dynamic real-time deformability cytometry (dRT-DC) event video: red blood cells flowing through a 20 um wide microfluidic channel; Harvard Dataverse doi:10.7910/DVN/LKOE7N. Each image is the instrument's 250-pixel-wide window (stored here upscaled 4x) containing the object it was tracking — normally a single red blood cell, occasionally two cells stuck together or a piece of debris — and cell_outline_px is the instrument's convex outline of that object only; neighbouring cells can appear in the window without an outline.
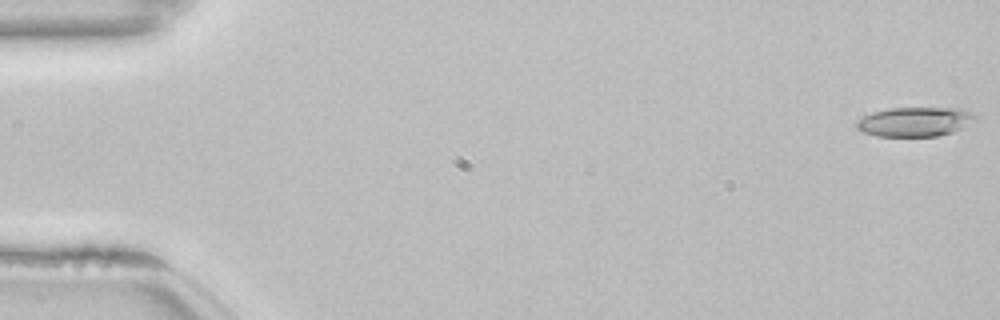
{"species": "common noctule bat (a hibernating species)", "species_latin": "Nyctalus noctula", "temperature_condition": "room temperature", "stored_images_in_passage": 54, "camera_frame_rate_fps": 3000, "um_per_image_px": 0.085, "animal": {"sex": "female", "body_mass_g": 22.7, "forearm_length_mm": 54.2}, "frame": {"image": 1, "passage_image": 1, "time_ms": 0.0, "image_size_px": [1000, 320], "cell_outline_px": [[976, 120], [952, 132], [936, 136], [876, 136], [864, 132], [856, 128], [856, 124], [864, 116], [872, 112], [888, 108], [960, 108], [972, 112], [976, 116]], "centroid_in_image_um": [77.77, 10.34], "position_along_channel_um": 7.2, "area_um2": 20.17}}
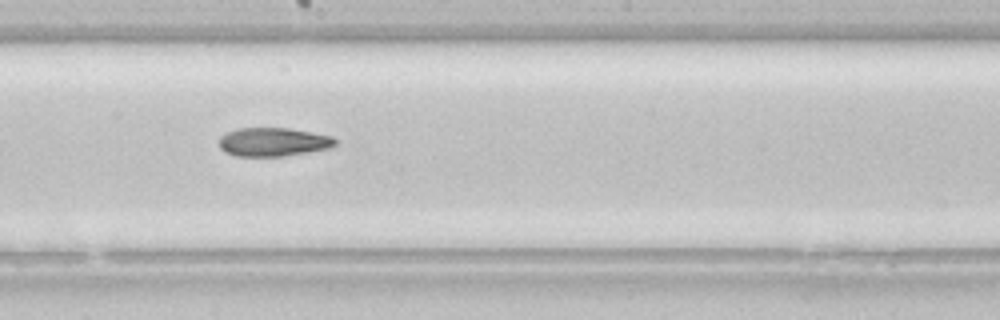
{"frame": {"image": 2, "passage_image": 30, "time_ms": 9.667, "image_size_px": [1000, 320], "cell_outline_px": [[336, 144], [328, 148], [280, 156], [236, 156], [224, 152], [220, 148], [220, 136], [236, 128], [288, 128], [332, 136], [336, 140]], "centroid_in_image_um": [23.18, 12.06], "position_along_channel_um": 225.0, "area_um2": 19.13}}
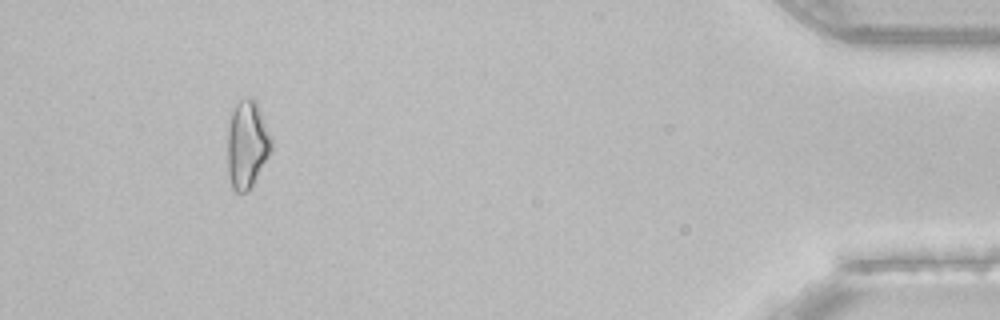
{"frame": {"image": 3, "passage_image": 50, "time_ms": 16.333, "image_size_px": [1000, 320], "cell_outline_px": [[272, 148], [252, 188], [248, 192], [236, 192], [232, 188], [228, 172], [228, 124], [232, 112], [236, 104], [240, 100], [248, 96], [252, 96], [256, 100], [260, 108], [272, 136]], "centroid_in_image_um": [21.02, 12.26], "position_along_channel_um": 414.2, "area_um2": 22.77}, "authors_computed_cell_mechanics": {"area_um2": 20.3167, "velocity_mm_per_s": 3.8594, "shape_relaxation_time_tau1_ms": 10.2577, "shape_relaxation_time_tau2_ms": 4.095, "deformation_change_tau1": 0.2382, "deformation_change_tau2": 0.139}}